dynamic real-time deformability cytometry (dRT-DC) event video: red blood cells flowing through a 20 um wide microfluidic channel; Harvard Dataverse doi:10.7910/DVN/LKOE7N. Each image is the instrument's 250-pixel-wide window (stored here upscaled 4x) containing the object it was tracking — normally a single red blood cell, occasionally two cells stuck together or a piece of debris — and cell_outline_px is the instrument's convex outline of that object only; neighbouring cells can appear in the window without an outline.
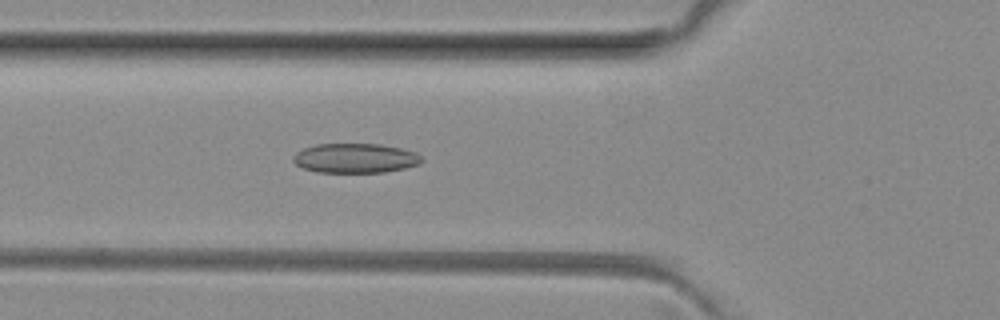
{"species": "common noctule bat (a hibernating species)", "species_latin": "Nyctalus noctula", "temperature_condition": "room temperature", "stored_images_in_passage": 45, "camera_frame_rate_fps": 3000, "um_per_image_px": 0.085, "animal": {"sex": "female", "body_mass_g": 29.2, "forearm_length_mm": 56.3}, "frame": {"image": 1, "passage_image": 12, "time_ms": 3.667, "image_size_px": [1000, 320], "cell_outline_px": [[424, 160], [420, 164], [404, 168], [384, 172], [316, 172], [304, 168], [296, 164], [292, 160], [292, 156], [296, 152], [304, 148], [316, 144], [380, 144], [400, 148], [416, 152]], "centroid_in_image_um": [30.19, 13.44], "position_along_channel_um": 95.6, "area_um2": 22.14}}
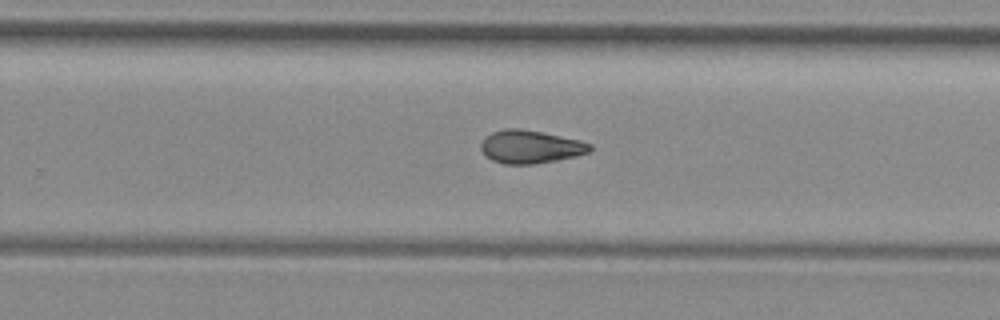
{"frame": {"image": 2, "passage_image": 26, "time_ms": 8.333, "image_size_px": [1000, 320], "cell_outline_px": [[592, 148], [588, 152], [576, 156], [536, 164], [504, 164], [492, 160], [480, 148], [480, 144], [484, 136], [492, 132], [504, 128], [520, 128], [580, 140], [592, 144]], "centroid_in_image_um": [45.06, 12.47], "position_along_channel_um": 284.7, "area_um2": 20.98}}
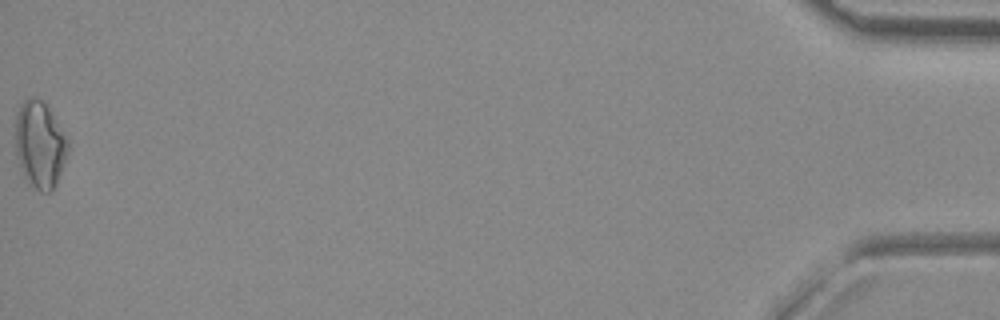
{"frame": {"image": 3, "passage_image": 45, "time_ms": 14.667, "image_size_px": [1000, 320], "cell_outline_px": [[68, 152], [56, 184], [48, 192], [40, 192], [28, 184], [24, 176], [16, 152], [16, 116], [20, 104], [28, 96], [36, 96], [44, 100], [64, 136], [68, 144]], "centroid_in_image_um": [3.36, 12.27], "position_along_channel_um": 431.8, "area_um2": 26.24}, "authors_computed_cell_mechanics": {"area_um2": 21.386, "velocity_mm_per_s": 4.0479, "shape_relaxation_time_tau1_ms": null, "shape_relaxation_time_tau2_ms": 3.6481, "deformation_change_tau1": null, "deformation_change_tau2": 0.103}}